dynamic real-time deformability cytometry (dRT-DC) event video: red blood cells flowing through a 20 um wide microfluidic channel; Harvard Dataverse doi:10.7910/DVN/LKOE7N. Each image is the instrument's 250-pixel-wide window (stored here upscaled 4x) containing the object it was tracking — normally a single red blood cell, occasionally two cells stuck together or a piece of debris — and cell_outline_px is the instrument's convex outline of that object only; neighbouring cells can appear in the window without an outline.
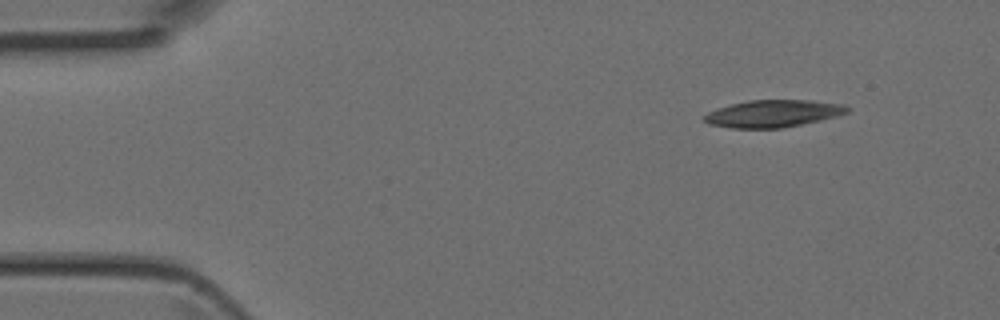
{"species": "Egyptian fruit bat (a non-hibernating species)", "species_latin": "Rousettus aegyptiacus", "temperature_condition": "room temperature", "stored_images_in_passage": 4, "camera_frame_rate_fps": 3000, "um_per_image_px": 0.085, "animal": {"sex": "female"}, "frame": {"image": 1, "passage_image": 1, "time_ms": 0.0, "image_size_px": [1000, 320], "cell_outline_px": [[852, 108], [848, 112], [836, 116], [820, 120], [780, 128], [732, 128], [708, 124], [704, 120], [704, 116], [708, 112], [716, 108], [748, 100], [812, 100], [844, 104]], "centroid_in_image_um": [65.72, 9.64], "position_along_channel_um": 19.3, "area_um2": 22.66}}
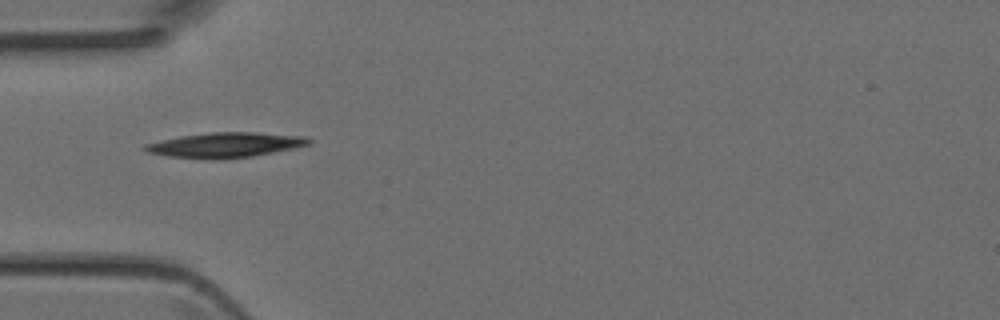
{"frame": {"image": 2, "passage_image": 3, "time_ms": 0.667, "image_size_px": [1000, 320], "cell_outline_px": [[312, 144], [296, 148], [252, 156], [216, 160], [168, 156], [148, 152], [140, 148], [144, 144], [160, 140], [180, 136], [208, 132], [252, 132], [304, 136], [312, 140]], "centroid_in_image_um": [19.14, 12.32], "position_along_channel_um": 65.9, "area_um2": 24.04}}
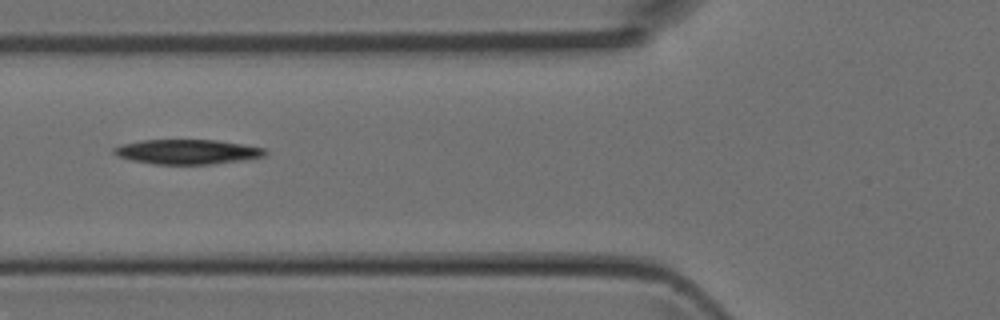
{"frame": {"image": 3, "passage_image": 4, "time_ms": 1.0, "image_size_px": [1000, 320], "cell_outline_px": [[268, 152], [264, 156], [244, 160], [208, 164], [156, 164], [132, 160], [116, 156], [112, 152], [112, 148], [120, 144], [140, 140], [216, 140], [264, 148]], "centroid_in_image_um": [15.86, 12.9], "position_along_channel_um": 109.9, "area_um2": 21.73}}